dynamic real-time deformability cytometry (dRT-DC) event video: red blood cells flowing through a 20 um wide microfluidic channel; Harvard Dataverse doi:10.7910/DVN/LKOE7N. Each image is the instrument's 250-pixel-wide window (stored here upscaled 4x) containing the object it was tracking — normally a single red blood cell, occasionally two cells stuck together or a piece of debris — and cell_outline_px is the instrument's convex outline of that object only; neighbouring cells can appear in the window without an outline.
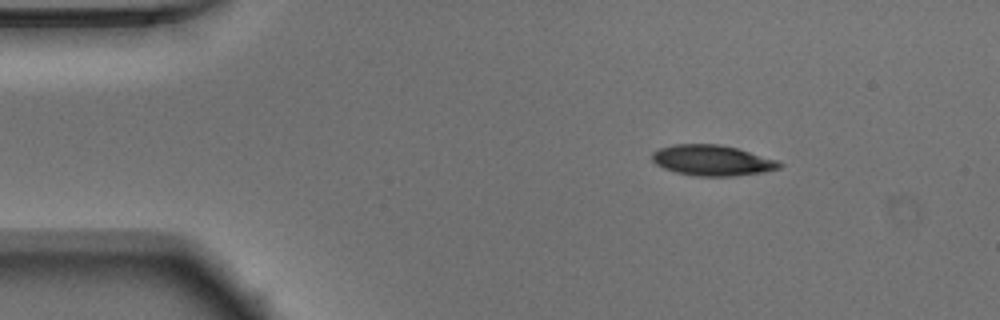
{"species": "Egyptian fruit bat (a non-hibernating species)", "species_latin": "Rousettus aegyptiacus", "temperature_condition": "warm", "stored_images_in_passage": 44, "camera_frame_rate_fps": 3000, "um_per_image_px": 0.085, "animal": {"sex": "male"}, "frame": {"image": 1, "passage_image": 1, "time_ms": 0.0, "image_size_px": [1000, 320], "cell_outline_px": [[784, 164], [780, 168], [764, 172], [736, 176], [696, 176], [676, 172], [664, 168], [656, 164], [652, 160], [652, 152], [660, 148], [676, 144], [720, 144], [736, 148], [776, 160]], "centroid_in_image_um": [60.54, 13.64], "position_along_channel_um": 24.5, "area_um2": 22.6}}
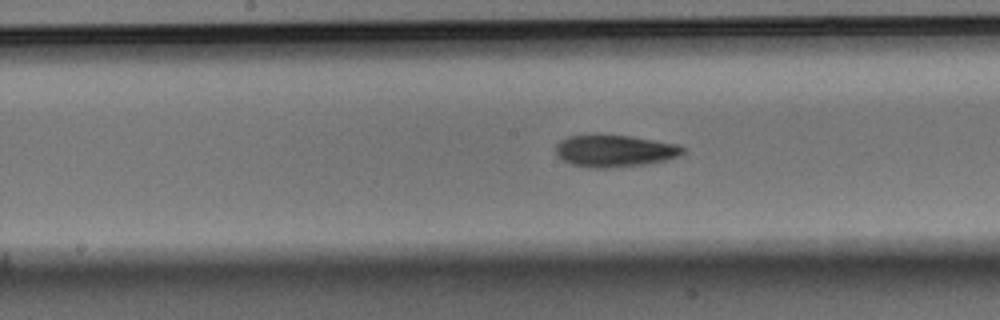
{"frame": {"image": 2, "passage_image": 19, "time_ms": 6.0, "image_size_px": [1000, 320], "cell_outline_px": [[688, 148], [680, 156], [668, 160], [648, 164], [612, 168], [588, 168], [572, 164], [564, 160], [556, 152], [556, 144], [560, 140], [568, 136], [596, 132], [632, 136], [676, 144]], "centroid_in_image_um": [52.26, 12.8], "position_along_channel_um": 195.9, "area_um2": 24.57}}
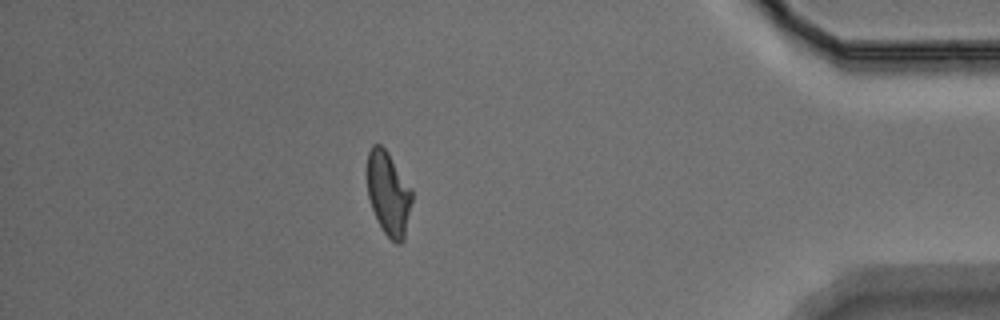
{"frame": {"image": 3, "passage_image": 38, "time_ms": 12.333, "image_size_px": [1000, 320], "cell_outline_px": [[412, 200], [404, 240], [400, 244], [396, 244], [384, 232], [372, 208], [368, 196], [368, 152], [372, 144], [380, 144], [388, 152], [412, 188]], "centroid_in_image_um": [33.04, 16.44], "position_along_channel_um": 402.2, "area_um2": 21.68}, "authors_computed_cell_mechanics": {"area_um2": 23.0333, "velocity_mm_per_s": 3.9373, "shape_relaxation_time_tau1_ms": 4.5878, "shape_relaxation_time_tau2_ms": 3.6856, "deformation_change_tau1": 0.1584, "deformation_change_tau2": 0.1124}}